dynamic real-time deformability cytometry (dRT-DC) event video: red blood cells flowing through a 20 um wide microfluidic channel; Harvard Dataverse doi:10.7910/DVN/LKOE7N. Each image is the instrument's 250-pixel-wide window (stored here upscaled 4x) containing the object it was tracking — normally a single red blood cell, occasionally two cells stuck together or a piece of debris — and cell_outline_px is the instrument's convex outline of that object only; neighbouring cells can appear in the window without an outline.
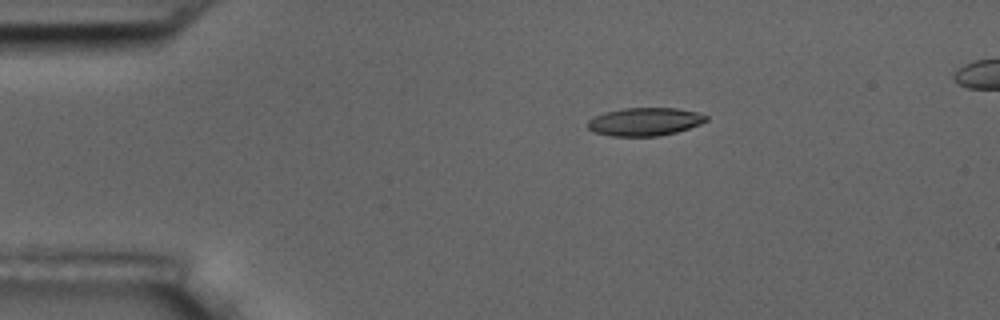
{"species": "common noctule bat (a hibernating species)", "species_latin": "Nyctalus noctula", "temperature_condition": "room temperature", "stored_images_in_passage": 8, "camera_frame_rate_fps": 3000, "um_per_image_px": 0.085, "animal": {"sex": "male", "body_mass_g": 17.5, "forearm_length_mm": 52.3}, "frame": {"image": 1, "passage_image": 1, "time_ms": 0.0, "image_size_px": [1000, 320], "cell_outline_px": [[708, 120], [700, 124], [676, 132], [660, 136], [612, 136], [592, 132], [588, 128], [588, 120], [604, 112], [624, 108], [676, 108], [696, 112], [708, 116]], "centroid_in_image_um": [54.8, 10.35], "position_along_channel_um": 30.2, "area_um2": 19.36}}
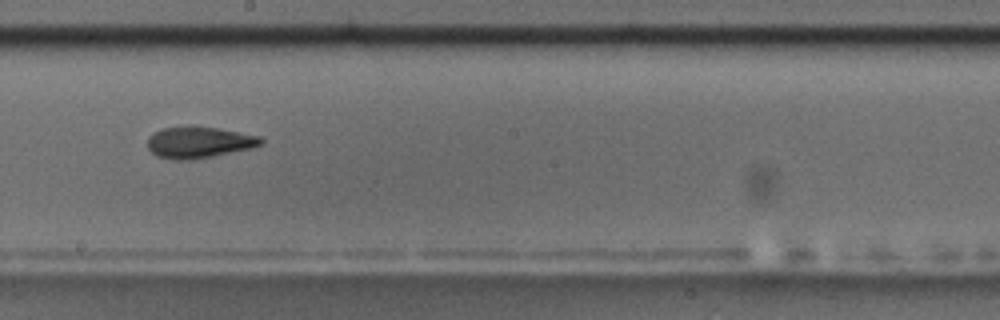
{"frame": {"image": 2, "passage_image": 7, "time_ms": 7.0, "image_size_px": [1000, 320], "cell_outline_px": [[264, 140], [256, 148], [192, 160], [172, 160], [156, 156], [148, 148], [148, 136], [164, 128], [192, 124], [216, 128], [260, 136]], "centroid_in_image_um": [16.92, 12.1], "position_along_channel_um": 231.3, "area_um2": 21.15}}
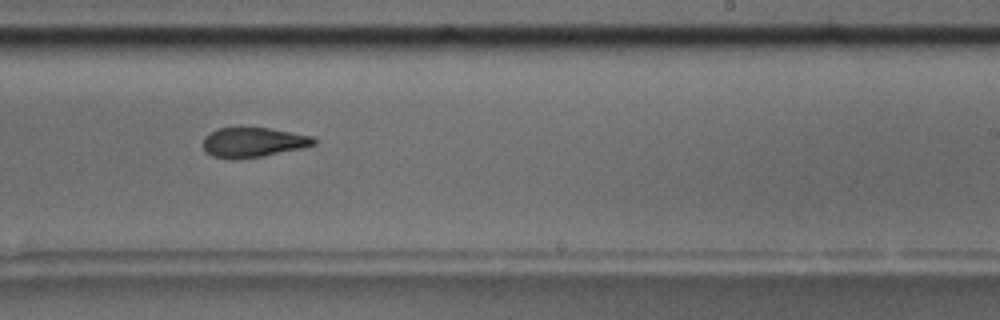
{"frame": {"image": 3, "passage_image": 8, "time_ms": 8.0, "image_size_px": [1000, 320], "cell_outline_px": [[316, 144], [300, 148], [264, 156], [236, 160], [232, 160], [212, 156], [204, 152], [204, 136], [208, 132], [216, 128], [244, 124], [272, 128], [316, 136]], "centroid_in_image_um": [21.48, 12.05], "position_along_channel_um": 267.5, "area_um2": 20.4}}